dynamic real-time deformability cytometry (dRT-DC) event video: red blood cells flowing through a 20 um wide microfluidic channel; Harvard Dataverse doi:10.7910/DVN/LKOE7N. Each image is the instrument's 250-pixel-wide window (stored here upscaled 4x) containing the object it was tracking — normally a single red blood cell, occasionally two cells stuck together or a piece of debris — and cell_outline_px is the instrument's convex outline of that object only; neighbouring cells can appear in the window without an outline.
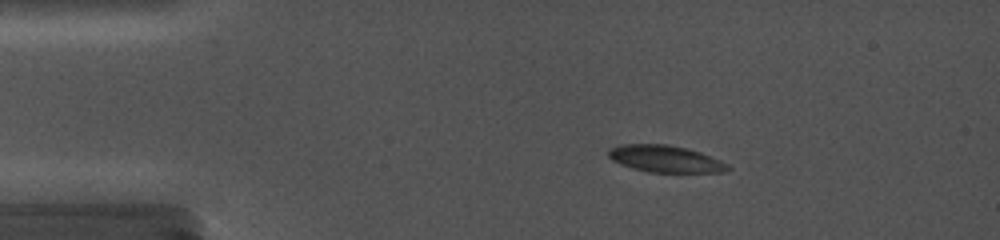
{"species": "common noctule bat (a hibernating species)", "species_latin": "Nyctalus noctula", "temperature_condition": "cold", "stored_images_in_passage": 5, "camera_frame_rate_fps": 5000, "um_per_image_px": 0.085, "animal": {"sex": "female", "body_mass_g": 19.0, "forearm_length_mm": 56.7}, "frame": {"image": 1, "passage_image": 3, "time_ms": 2.2, "image_size_px": [1000, 240], "cell_outline_px": [[732, 168], [724, 172], [648, 172], [632, 168], [620, 164], [612, 160], [608, 156], [608, 148], [620, 144], [668, 144], [688, 148], [700, 152], [720, 160], [728, 164]], "centroid_in_image_um": [56.53, 13.49], "position_along_channel_um": 28.5, "area_um2": 18.84}}